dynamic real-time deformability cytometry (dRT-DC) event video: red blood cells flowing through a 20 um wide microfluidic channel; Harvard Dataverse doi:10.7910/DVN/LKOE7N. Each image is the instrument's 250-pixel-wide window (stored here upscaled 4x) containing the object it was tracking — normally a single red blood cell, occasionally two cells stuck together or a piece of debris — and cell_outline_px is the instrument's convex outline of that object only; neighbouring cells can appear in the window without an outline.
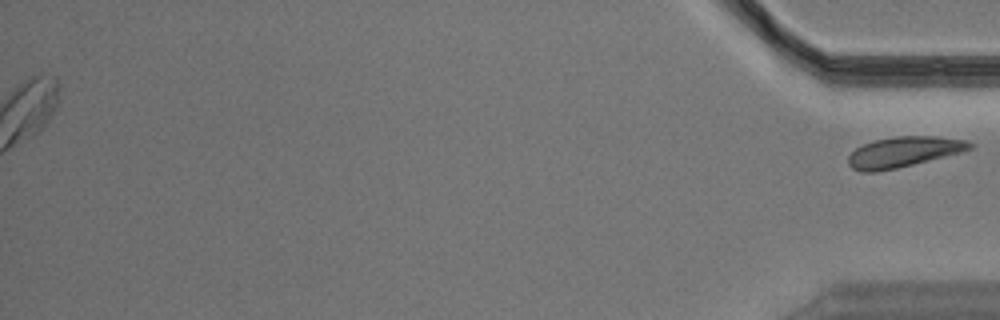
{"species": "Egyptian fruit bat (a non-hibernating species)", "species_latin": "Rousettus aegyptiacus", "temperature_condition": "warm", "stored_images_in_passage": 40, "segment_of_instrument_passage": [2, 2], "camera_frame_rate_fps": 3000, "um_per_image_px": 0.085, "animal": {"sex": "male"}, "frame": {"image": 1, "passage_image": 40, "time_ms": 13.0, "image_size_px": [1000, 320], "cell_outline_px": [[976, 144], [972, 148], [964, 152], [896, 168], [876, 172], [860, 172], [852, 168], [848, 164], [848, 156], [856, 148], [864, 144], [876, 140], [896, 136], [936, 136], [968, 140]], "centroid_in_image_um": [76.85, 12.91], "position_along_channel_um": 358.3, "area_um2": 21.68}}